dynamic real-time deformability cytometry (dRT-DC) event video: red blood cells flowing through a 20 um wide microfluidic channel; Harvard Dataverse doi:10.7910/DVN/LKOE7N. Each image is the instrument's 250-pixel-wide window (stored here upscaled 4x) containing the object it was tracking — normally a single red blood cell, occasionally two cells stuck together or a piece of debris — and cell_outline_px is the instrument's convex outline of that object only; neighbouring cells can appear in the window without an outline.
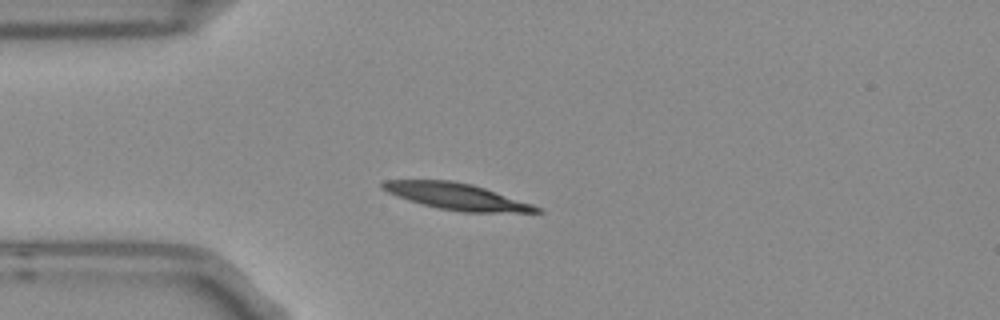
{"species": "Egyptian fruit bat (a non-hibernating species)", "species_latin": "Rousettus aegyptiacus", "temperature_condition": "room temperature", "stored_images_in_passage": 2, "camera_frame_rate_fps": 3000, "um_per_image_px": 0.085, "frame": {"image": 1, "passage_image": 2, "time_ms": 0.333, "image_size_px": [1000, 320], "cell_outline_px": [[544, 212], [460, 212], [436, 208], [420, 204], [396, 196], [380, 188], [380, 184], [384, 180], [452, 180], [472, 184], [532, 204], [540, 208]], "centroid_in_image_um": [38.75, 16.7], "position_along_channel_um": 46.3, "area_um2": 23.7}}